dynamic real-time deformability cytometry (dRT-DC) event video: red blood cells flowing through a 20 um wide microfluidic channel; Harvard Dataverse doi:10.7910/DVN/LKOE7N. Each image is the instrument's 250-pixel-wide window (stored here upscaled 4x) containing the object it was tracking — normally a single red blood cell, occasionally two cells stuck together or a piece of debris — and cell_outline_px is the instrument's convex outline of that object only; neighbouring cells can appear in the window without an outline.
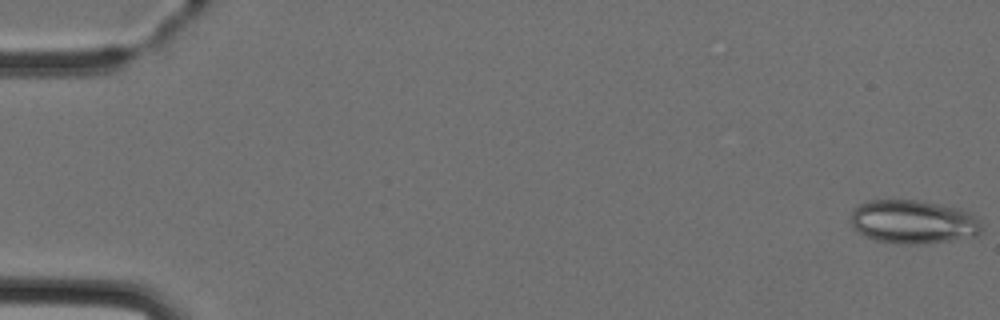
{"species": "Egyptian fruit bat (a non-hibernating species)", "species_latin": "Rousettus aegyptiacus", "temperature_condition": "cold", "stored_images_in_passage": 6, "camera_frame_rate_fps": 3000, "um_per_image_px": 0.085, "animal": {"sex": "female"}, "frame": {"image": 1, "passage_image": 1, "time_ms": 0.0, "image_size_px": [1000, 320], "cell_outline_px": [[980, 232], [976, 236], [952, 240], [916, 244], [904, 244], [876, 240], [864, 236], [852, 228], [852, 212], [860, 204], [872, 200], [920, 200], [960, 208], [980, 216]], "centroid_in_image_um": [77.66, 18.85], "position_along_channel_um": 7.3, "area_um2": 33.35}}